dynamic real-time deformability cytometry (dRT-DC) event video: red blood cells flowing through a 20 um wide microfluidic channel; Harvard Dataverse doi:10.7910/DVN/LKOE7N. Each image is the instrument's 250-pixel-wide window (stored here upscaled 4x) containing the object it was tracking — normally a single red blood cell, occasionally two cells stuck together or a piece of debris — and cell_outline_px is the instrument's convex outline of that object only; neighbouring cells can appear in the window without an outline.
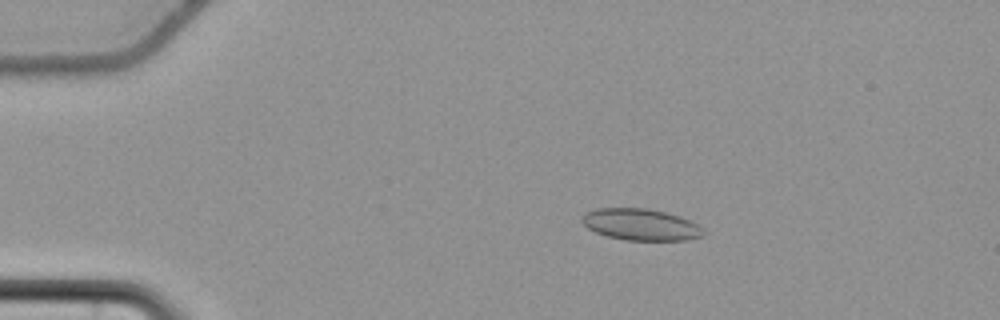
{"species": "common noctule bat (a hibernating species)", "species_latin": "Nyctalus noctula", "temperature_condition": "cold", "stored_images_in_passage": 58, "camera_frame_rate_fps": 3000, "um_per_image_px": 0.085, "animal": {"sex": "female", "body_mass_g": 22.7, "forearm_length_mm": 54.2}, "frame": {"image": 1, "passage_image": 12, "time_ms": 3.667, "image_size_px": [1000, 320], "cell_outline_px": [[704, 236], [688, 240], [624, 240], [608, 236], [596, 232], [588, 228], [580, 220], [584, 212], [596, 208], [648, 208], [680, 216], [704, 228]], "centroid_in_image_um": [54.46, 19.08], "position_along_channel_um": 30.5, "area_um2": 22.43}}
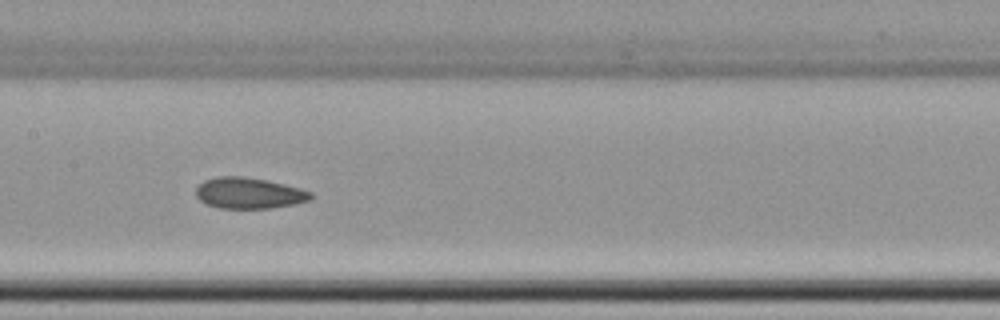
{"frame": {"image": 2, "passage_image": 30, "time_ms": 9.667, "image_size_px": [1000, 320], "cell_outline_px": [[312, 200], [296, 204], [272, 208], [220, 208], [208, 204], [200, 200], [196, 196], [196, 188], [204, 180], [216, 176], [244, 176], [284, 184], [300, 188], [312, 192]], "centroid_in_image_um": [21.18, 16.41], "position_along_channel_um": 186.2, "area_um2": 20.81}}
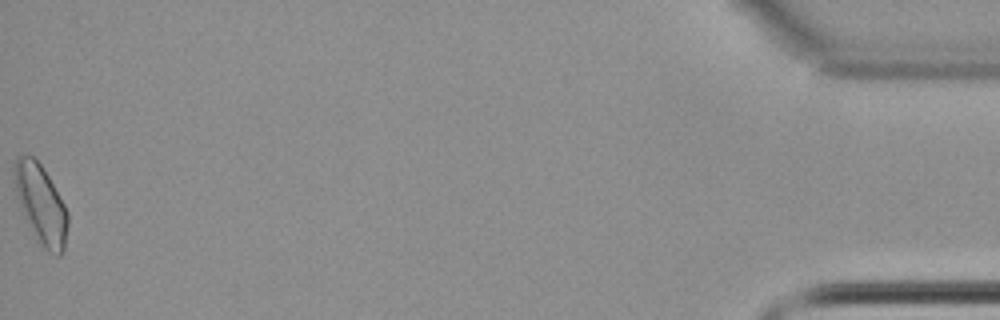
{"frame": {"image": 3, "passage_image": 58, "time_ms": 19.0, "image_size_px": [1000, 320], "cell_outline_px": [[68, 224], [64, 252], [60, 256], [56, 256], [48, 252], [36, 240], [20, 208], [16, 196], [12, 172], [12, 164], [16, 156], [32, 156], [40, 164], [48, 176], [64, 204], [68, 212]], "centroid_in_image_um": [3.45, 17.38], "position_along_channel_um": 431.7, "area_um2": 24.97}, "authors_computed_cell_mechanics": {"area_um2": 21.5305, "velocity_mm_per_s": 3.6923, "shape_relaxation_time_tau1_ms": null, "shape_relaxation_time_tau2_ms": 2.9451, "deformation_change_tau1": null, "deformation_change_tau2": 0.0919}}